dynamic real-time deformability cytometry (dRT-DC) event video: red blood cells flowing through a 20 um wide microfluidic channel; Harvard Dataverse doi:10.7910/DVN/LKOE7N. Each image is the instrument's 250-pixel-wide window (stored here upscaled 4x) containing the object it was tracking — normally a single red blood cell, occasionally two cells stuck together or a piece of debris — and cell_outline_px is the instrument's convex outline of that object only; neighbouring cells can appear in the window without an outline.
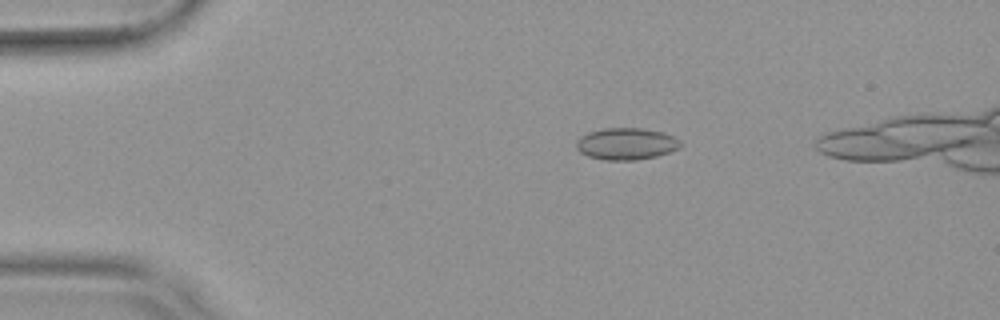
{"species": "common noctule bat (a hibernating species)", "species_latin": "Nyctalus noctula", "temperature_condition": "warm", "stored_images_in_passage": 45, "camera_frame_rate_fps": 3000, "um_per_image_px": 0.085, "animal": {"sex": "female", "body_mass_g": 19.9}, "frame": {"image": 1, "passage_image": 7, "time_ms": 2.0, "image_size_px": [1000, 320], "cell_outline_px": [[684, 144], [680, 148], [656, 156], [636, 160], [604, 160], [588, 156], [580, 152], [576, 148], [576, 140], [580, 136], [588, 132], [604, 128], [640, 128], [664, 132], [680, 140]], "centroid_in_image_um": [53.23, 12.22], "position_along_channel_um": 31.8, "area_um2": 19.48}}
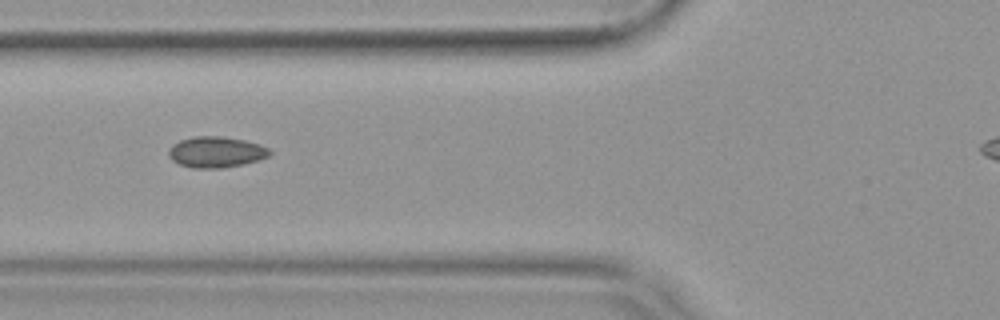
{"frame": {"image": 2, "passage_image": 17, "time_ms": 5.333, "image_size_px": [1000, 320], "cell_outline_px": [[272, 152], [268, 156], [244, 164], [224, 168], [192, 168], [180, 164], [172, 160], [168, 156], [168, 148], [172, 144], [180, 140], [192, 136], [220, 136], [244, 140], [260, 144], [268, 148]], "centroid_in_image_um": [18.33, 12.92], "position_along_channel_um": 107.5, "area_um2": 18.32}}
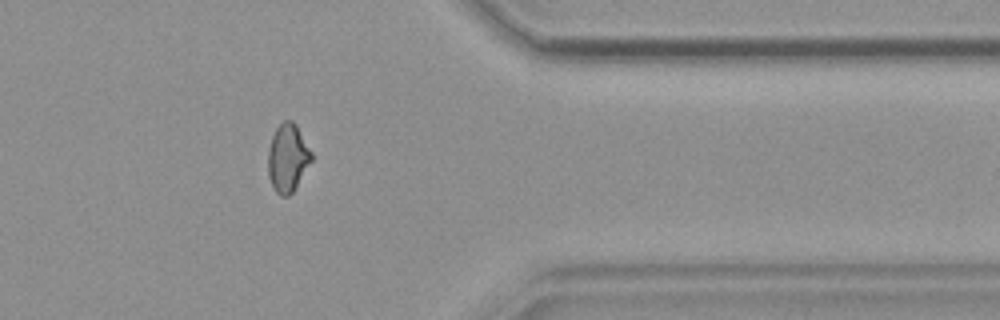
{"frame": {"image": 3, "passage_image": 40, "time_ms": 13.0, "image_size_px": [1000, 320], "cell_outline_px": [[312, 160], [292, 192], [288, 196], [280, 196], [276, 192], [268, 176], [268, 148], [272, 136], [276, 128], [284, 120], [292, 120], [296, 124], [312, 152]], "centroid_in_image_um": [24.45, 13.4], "position_along_channel_um": 387.0, "area_um2": 17.11}}